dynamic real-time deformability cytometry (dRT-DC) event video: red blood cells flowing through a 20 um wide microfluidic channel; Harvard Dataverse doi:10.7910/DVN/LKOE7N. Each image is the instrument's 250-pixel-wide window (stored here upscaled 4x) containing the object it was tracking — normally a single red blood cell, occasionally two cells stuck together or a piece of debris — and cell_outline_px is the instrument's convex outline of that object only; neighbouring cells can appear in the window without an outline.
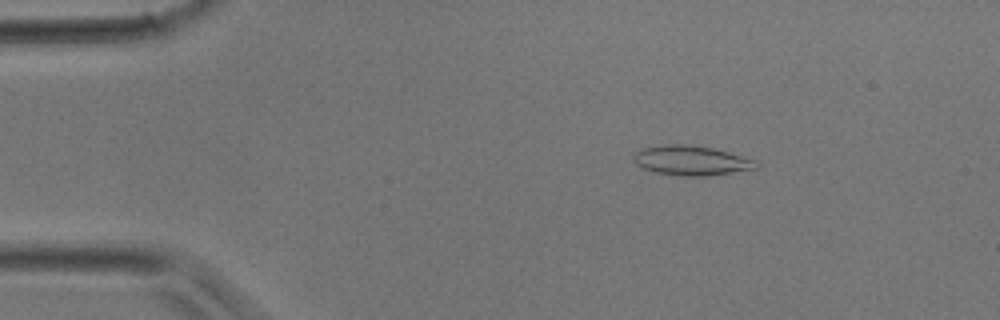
{"species": "common noctule bat (a hibernating species)", "species_latin": "Nyctalus noctula", "temperature_condition": "room temperature", "stored_images_in_passage": 11, "camera_frame_rate_fps": 3000, "um_per_image_px": 0.085, "animal": {"sex": "male", "body_mass_g": 17.9}, "frame": {"image": 1, "passage_image": 5, "time_ms": 1.333, "image_size_px": [1000, 320], "cell_outline_px": [[760, 164], [756, 168], [708, 176], [680, 176], [656, 172], [644, 168], [636, 164], [632, 160], [632, 156], [636, 152], [644, 148], [668, 144], [692, 144], [712, 148], [728, 152], [756, 160]], "centroid_in_image_um": [58.75, 13.64], "position_along_channel_um": 26.2, "area_um2": 21.15}}